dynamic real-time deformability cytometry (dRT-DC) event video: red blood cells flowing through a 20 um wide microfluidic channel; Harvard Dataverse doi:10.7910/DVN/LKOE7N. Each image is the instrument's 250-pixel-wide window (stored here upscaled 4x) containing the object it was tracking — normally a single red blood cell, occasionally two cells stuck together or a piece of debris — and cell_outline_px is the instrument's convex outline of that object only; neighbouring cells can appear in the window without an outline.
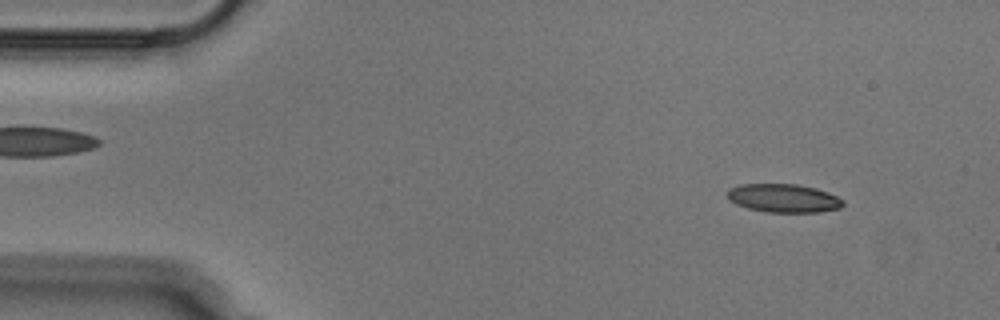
{"species": "Egyptian fruit bat (a non-hibernating species)", "species_latin": "Rousettus aegyptiacus", "temperature_condition": "cold", "stored_images_in_passage": 51, "camera_frame_rate_fps": 3000, "um_per_image_px": 0.085, "animal": {"sex": "male"}, "frame": {"image": 1, "passage_image": 5, "time_ms": 1.333, "image_size_px": [1000, 320], "cell_outline_px": [[844, 204], [840, 208], [820, 212], [768, 212], [748, 208], [736, 204], [728, 200], [728, 188], [740, 184], [796, 184], [816, 188], [828, 192], [844, 200]], "centroid_in_image_um": [66.6, 16.84], "position_along_channel_um": 18.4, "area_um2": 19.25}}
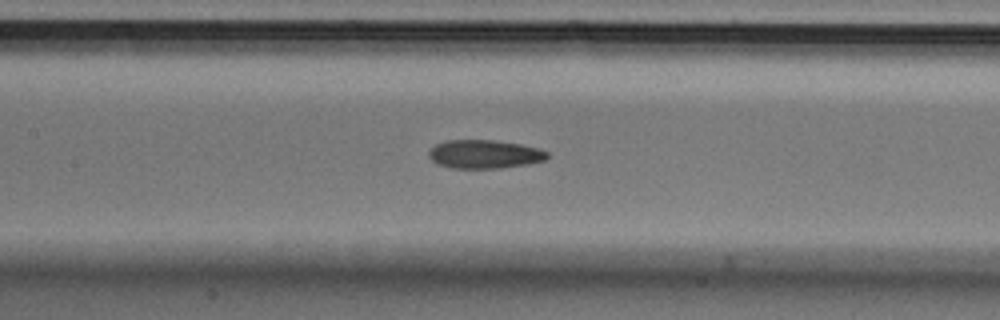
{"frame": {"image": 2, "passage_image": 23, "time_ms": 7.333, "image_size_px": [1000, 320], "cell_outline_px": [[548, 156], [544, 160], [528, 164], [500, 168], [452, 168], [436, 164], [428, 156], [428, 152], [436, 144], [444, 140], [492, 140], [520, 144], [540, 148], [548, 152]], "centroid_in_image_um": [41.16, 13.1], "position_along_channel_um": 166.2, "area_um2": 19.77}}
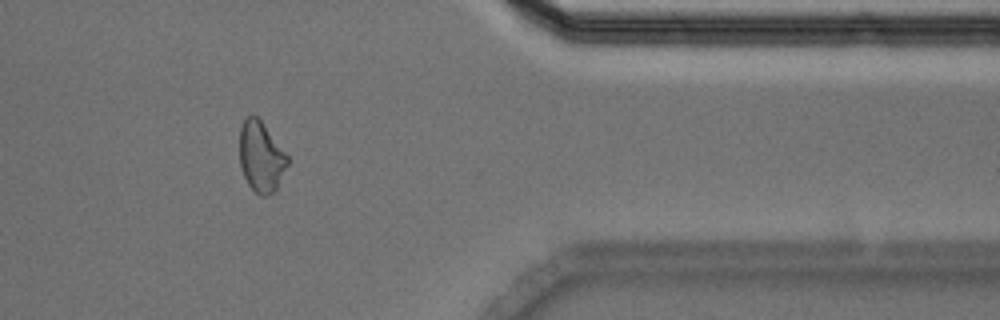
{"frame": {"image": 3, "passage_image": 42, "time_ms": 13.667, "image_size_px": [1000, 320], "cell_outline_px": [[288, 164], [276, 188], [268, 196], [260, 196], [248, 184], [244, 176], [240, 164], [240, 128], [244, 120], [248, 116], [256, 116], [260, 120], [288, 156]], "centroid_in_image_um": [22.18, 13.34], "position_along_channel_um": 389.2, "area_um2": 19.25}}